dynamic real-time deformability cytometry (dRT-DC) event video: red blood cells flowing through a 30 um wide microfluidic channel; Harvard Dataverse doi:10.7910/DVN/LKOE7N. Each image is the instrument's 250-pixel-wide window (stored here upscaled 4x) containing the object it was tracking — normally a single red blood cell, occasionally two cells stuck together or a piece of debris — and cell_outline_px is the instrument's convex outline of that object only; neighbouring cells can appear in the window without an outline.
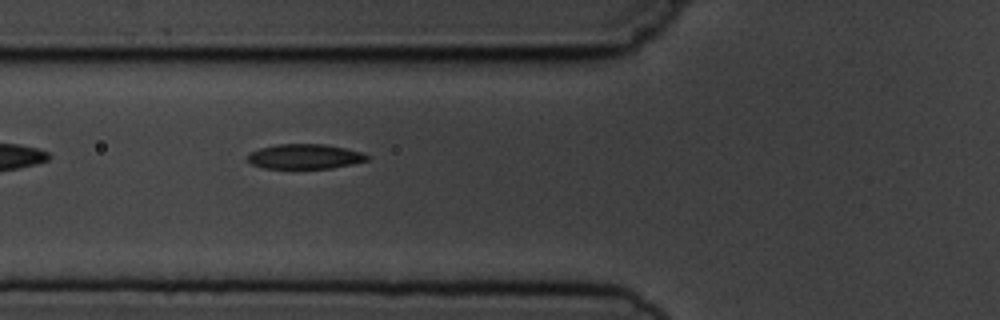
{"species": "common noctule bat (a hibernating species)", "species_latin": "Nyctalus noctula", "temperature_condition": "cold", "stored_images_in_passage": 2, "camera_frame_rate_fps": 3000, "um_per_image_px": 0.085, "animal": {"sex": "male", "body_mass_g": 19.5, "forearm_length_mm": 54.6}, "frame": {"image": 1, "passage_image": 2, "time_ms": 1.0, "image_size_px": [1000, 320], "cell_outline_px": [[372, 156], [368, 160], [352, 164], [332, 168], [264, 168], [252, 164], [248, 160], [248, 156], [252, 152], [260, 148], [276, 144], [324, 144], [364, 152]], "centroid_in_image_um": [25.97, 13.3], "position_along_channel_um": 99.8, "area_um2": 17.28}}